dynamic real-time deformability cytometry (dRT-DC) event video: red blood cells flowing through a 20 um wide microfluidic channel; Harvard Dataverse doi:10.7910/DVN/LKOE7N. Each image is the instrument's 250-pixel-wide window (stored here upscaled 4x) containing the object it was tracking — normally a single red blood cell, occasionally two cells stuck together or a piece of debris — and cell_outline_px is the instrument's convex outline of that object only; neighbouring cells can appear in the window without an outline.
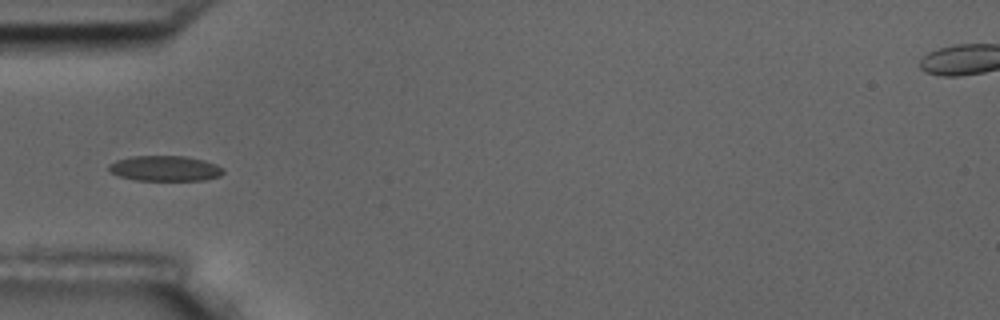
{"species": "common noctule bat (a hibernating species)", "species_latin": "Nyctalus noctula", "temperature_condition": "room temperature", "stored_images_in_passage": 9, "camera_frame_rate_fps": 3000, "um_per_image_px": 0.085, "animal": {"sex": "male", "body_mass_g": 17.5, "forearm_length_mm": 52.3}, "frame": {"image": 1, "passage_image": 4, "time_ms": 3.667, "image_size_px": [1000, 320], "cell_outline_px": [[224, 172], [220, 176], [204, 180], [136, 180], [120, 176], [112, 172], [108, 168], [108, 164], [116, 160], [132, 156], [184, 156], [204, 160], [216, 164], [224, 168]], "centroid_in_image_um": [14.05, 14.31], "position_along_channel_um": 71.0, "area_um2": 16.88}}
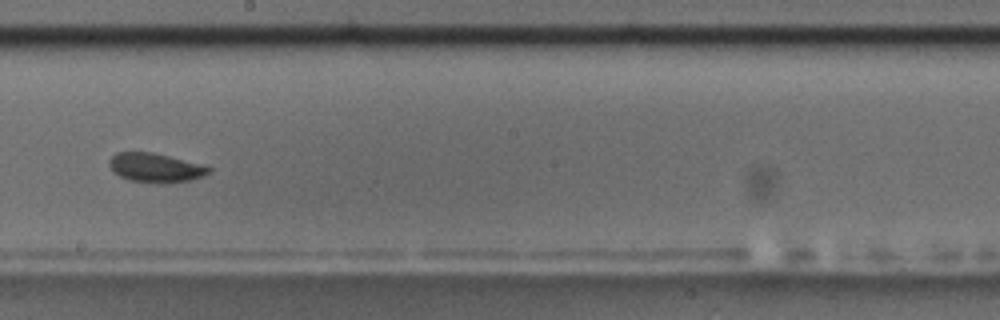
{"frame": {"image": 2, "passage_image": 8, "time_ms": 8.333, "image_size_px": [1000, 320], "cell_outline_px": [[212, 168], [204, 176], [188, 180], [168, 184], [156, 184], [128, 180], [120, 176], [108, 164], [108, 160], [116, 152], [152, 152], [204, 164]], "centroid_in_image_um": [13.23, 14.26], "position_along_channel_um": 235.0, "area_um2": 17.11}}
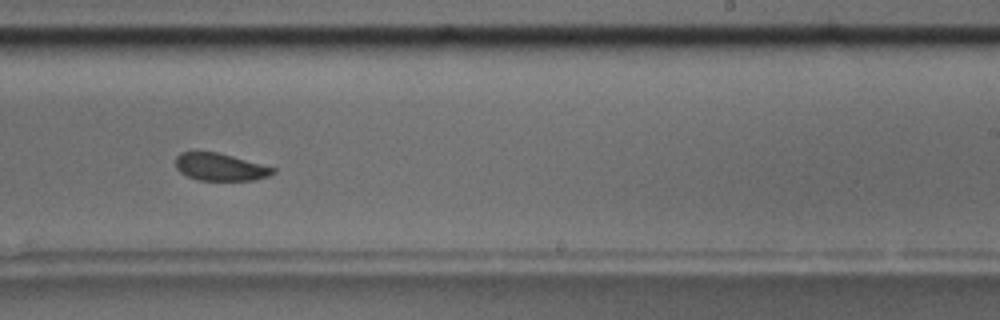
{"frame": {"image": 3, "passage_image": 9, "time_ms": 9.333, "image_size_px": [1000, 320], "cell_outline_px": [[276, 172], [268, 176], [256, 180], [200, 180], [188, 176], [180, 172], [176, 168], [176, 156], [180, 152], [216, 152], [232, 156], [276, 168]], "centroid_in_image_um": [18.72, 14.2], "position_along_channel_um": 270.3, "area_um2": 15.43}}